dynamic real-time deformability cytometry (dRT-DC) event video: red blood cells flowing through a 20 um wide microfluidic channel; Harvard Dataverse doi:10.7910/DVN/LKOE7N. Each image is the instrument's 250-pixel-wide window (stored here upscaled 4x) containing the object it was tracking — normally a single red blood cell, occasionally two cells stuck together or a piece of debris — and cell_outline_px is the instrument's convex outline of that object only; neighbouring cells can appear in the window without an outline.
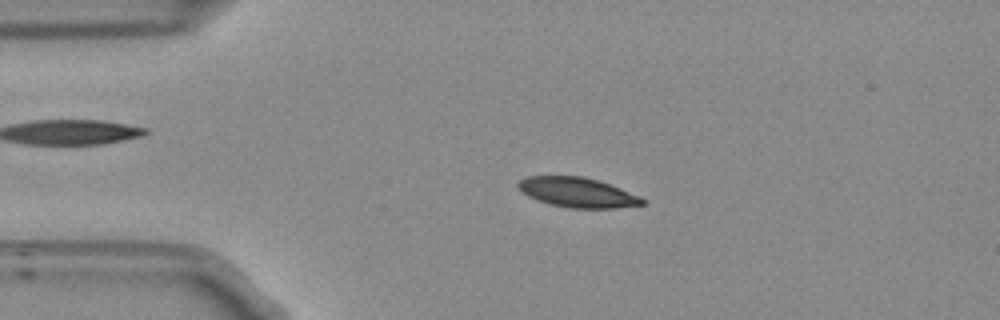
{"species": "Egyptian fruit bat (a non-hibernating species)", "species_latin": "Rousettus aegyptiacus", "temperature_condition": "room temperature", "stored_images_in_passage": 54, "camera_frame_rate_fps": 3000, "um_per_image_px": 0.085, "frame": {"image": 1, "passage_image": 11, "time_ms": 3.333, "image_size_px": [1000, 320], "cell_outline_px": [[644, 204], [616, 208], [572, 208], [552, 204], [528, 196], [516, 184], [520, 180], [528, 176], [584, 176], [600, 180], [640, 196], [644, 200]], "centroid_in_image_um": [49.12, 16.34], "position_along_channel_um": 35.9, "area_um2": 21.33}}
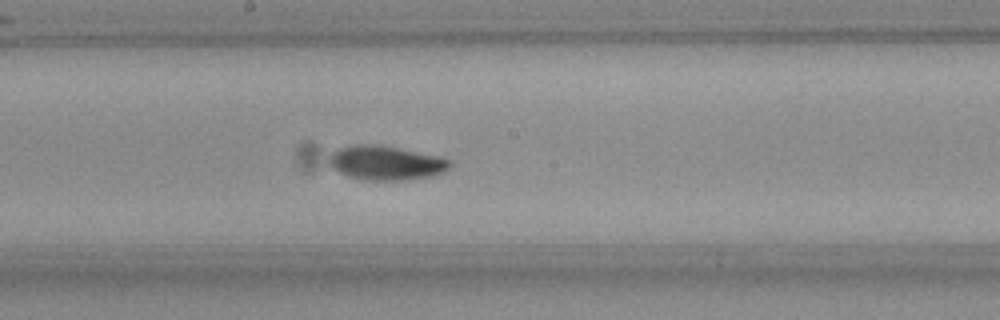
{"frame": {"image": 2, "passage_image": 28, "time_ms": 9.0, "image_size_px": [1000, 320], "cell_outline_px": [[452, 164], [444, 172], [436, 176], [404, 180], [364, 180], [348, 176], [336, 172], [332, 168], [332, 152], [340, 148], [356, 144], [376, 144], [436, 156], [448, 160]], "centroid_in_image_um": [32.81, 13.87], "position_along_channel_um": 215.4, "area_um2": 23.76}}
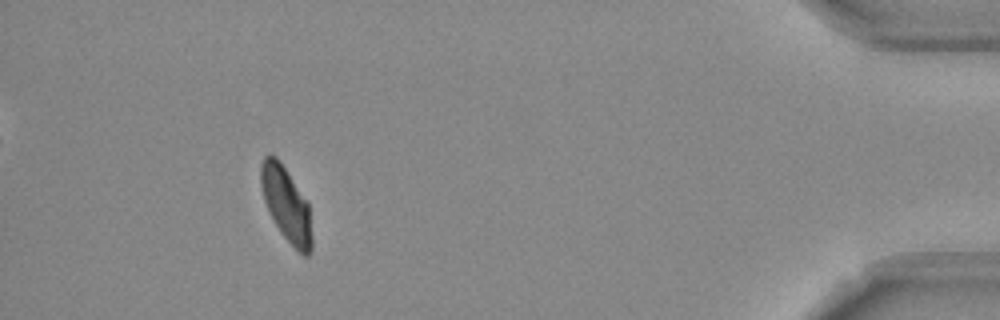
{"frame": {"image": 3, "passage_image": 49, "time_ms": 16.0, "image_size_px": [1000, 320], "cell_outline_px": [[312, 252], [308, 256], [304, 256], [280, 232], [264, 200], [260, 184], [260, 164], [264, 156], [276, 156], [280, 160], [308, 204], [312, 236]], "centroid_in_image_um": [24.33, 17.36], "position_along_channel_um": 410.9, "area_um2": 21.68}, "authors_computed_cell_mechanics": {"area_um2": 22.4264, "velocity_mm_per_s": 3.7117, "shape_relaxation_time_tau1_ms": 3.0945, "shape_relaxation_time_tau2_ms": 1.3377, "deformation_change_tau1": 0.1156, "deformation_change_tau2": 0.0395}}